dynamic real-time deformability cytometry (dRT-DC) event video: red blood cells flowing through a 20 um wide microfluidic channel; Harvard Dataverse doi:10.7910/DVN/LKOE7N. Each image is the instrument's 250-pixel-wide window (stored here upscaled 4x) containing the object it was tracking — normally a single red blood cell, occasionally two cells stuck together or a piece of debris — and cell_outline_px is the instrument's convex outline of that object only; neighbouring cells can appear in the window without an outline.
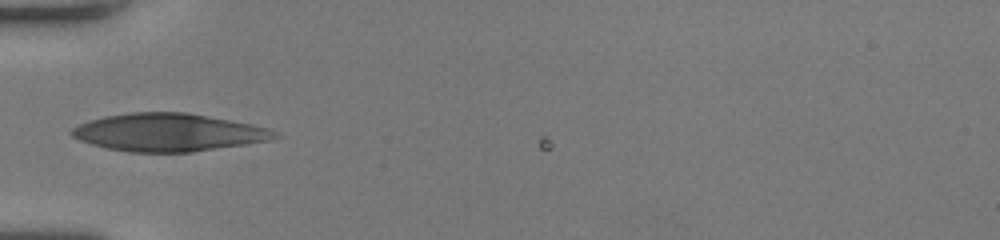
{"species": "human", "species_latin": "Homo sapiens", "temperature_condition": "room temperature", "stored_images_in_passage": 6, "camera_frame_rate_fps": 3000, "um_per_image_px": 0.085, "donor": {"sex": "female"}, "frame": {"image": 1, "passage_image": 1, "time_ms": 0.0, "image_size_px": [1000, 240], "cell_outline_px": [[284, 136], [272, 140], [192, 152], [128, 152], [108, 148], [92, 144], [80, 140], [72, 136], [68, 132], [72, 128], [88, 120], [104, 116], [132, 112], [188, 112], [252, 124], [268, 128]], "centroid_in_image_um": [14.34, 11.25], "position_along_channel_um": 70.7, "area_um2": 44.85}}
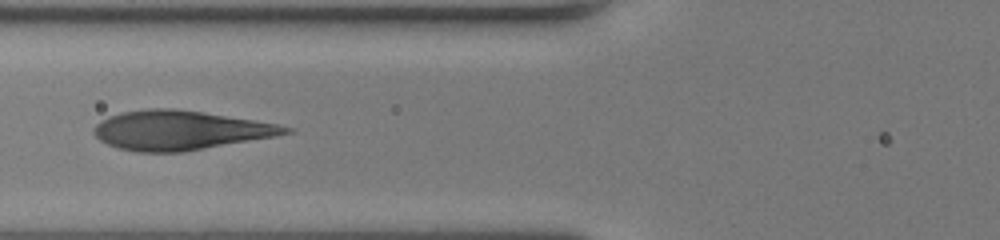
{"frame": {"image": 2, "passage_image": 4, "time_ms": 1.0, "image_size_px": [1000, 240], "cell_outline_px": [[292, 132], [276, 136], [184, 152], [136, 152], [116, 148], [100, 140], [92, 132], [96, 124], [108, 116], [120, 112], [148, 108], [172, 108], [204, 112], [276, 124], [292, 128]], "centroid_in_image_um": [15.25, 11.07], "position_along_channel_um": 110.5, "area_um2": 43.75}}